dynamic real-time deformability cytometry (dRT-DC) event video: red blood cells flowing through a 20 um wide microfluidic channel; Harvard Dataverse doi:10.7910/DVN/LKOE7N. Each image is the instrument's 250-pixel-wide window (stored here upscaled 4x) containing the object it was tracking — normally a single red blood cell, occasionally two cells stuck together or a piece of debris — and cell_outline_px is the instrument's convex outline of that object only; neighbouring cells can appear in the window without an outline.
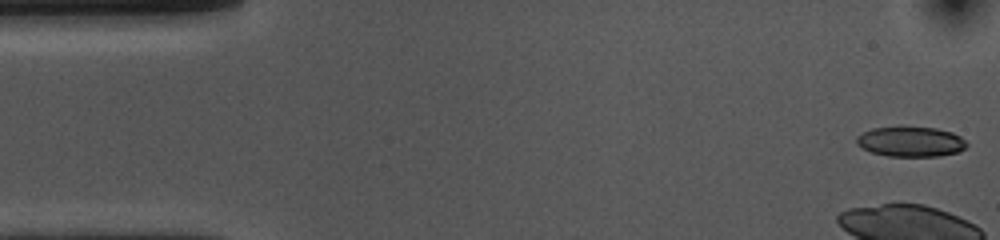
{"species": "common noctule bat (a hibernating species)", "species_latin": "Nyctalus noctula", "temperature_condition": "cold", "stored_images_in_passage": 41, "camera_frame_rate_fps": 3000, "um_per_image_px": 0.085, "animal": {"sex": "female", "body_mass_g": 10.0, "forearm_length_mm": 53.1}, "frame": {"image": 1, "passage_image": 1, "time_ms": 0.0, "image_size_px": [1000, 240], "cell_outline_px": [[968, 144], [960, 152], [940, 156], [888, 156], [872, 152], [860, 148], [856, 144], [856, 136], [872, 128], [936, 128], [952, 132], [960, 136]], "centroid_in_image_um": [77.41, 12.06], "position_along_channel_um": 7.6, "area_um2": 19.13}}